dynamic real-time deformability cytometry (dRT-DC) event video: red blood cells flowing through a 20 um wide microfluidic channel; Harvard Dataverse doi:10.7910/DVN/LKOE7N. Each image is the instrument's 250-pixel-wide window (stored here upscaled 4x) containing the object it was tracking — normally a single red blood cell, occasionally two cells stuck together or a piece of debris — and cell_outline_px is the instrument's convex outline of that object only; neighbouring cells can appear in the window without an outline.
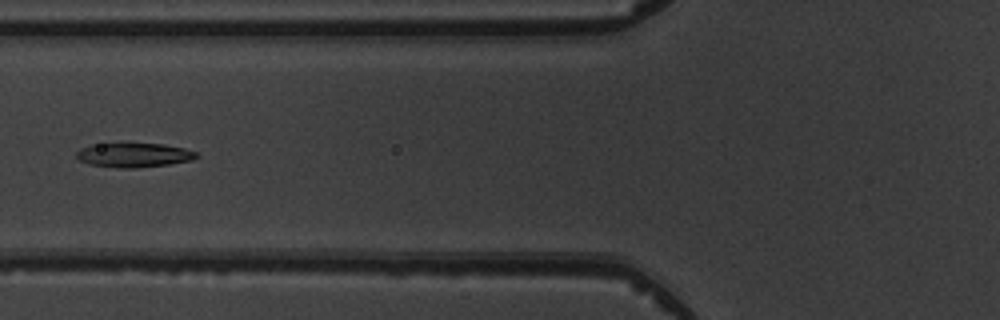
{"species": "common noctule bat (a hibernating species)", "species_latin": "Nyctalus noctula", "temperature_condition": "warm", "stored_images_in_passage": 4, "camera_frame_rate_fps": 3000, "um_per_image_px": 0.085, "animal": {"sex": "male", "body_mass_g": 19.5, "forearm_length_mm": 54.6}, "frame": {"image": 1, "passage_image": 4, "time_ms": 3.333, "image_size_px": [1000, 320], "cell_outline_px": [[200, 156], [192, 160], [168, 164], [136, 168], [120, 168], [88, 164], [80, 160], [76, 156], [76, 152], [80, 148], [92, 144], [164, 144], [184, 148], [196, 152]], "centroid_in_image_um": [11.38, 13.18], "position_along_channel_um": 114.4, "area_um2": 16.88}}